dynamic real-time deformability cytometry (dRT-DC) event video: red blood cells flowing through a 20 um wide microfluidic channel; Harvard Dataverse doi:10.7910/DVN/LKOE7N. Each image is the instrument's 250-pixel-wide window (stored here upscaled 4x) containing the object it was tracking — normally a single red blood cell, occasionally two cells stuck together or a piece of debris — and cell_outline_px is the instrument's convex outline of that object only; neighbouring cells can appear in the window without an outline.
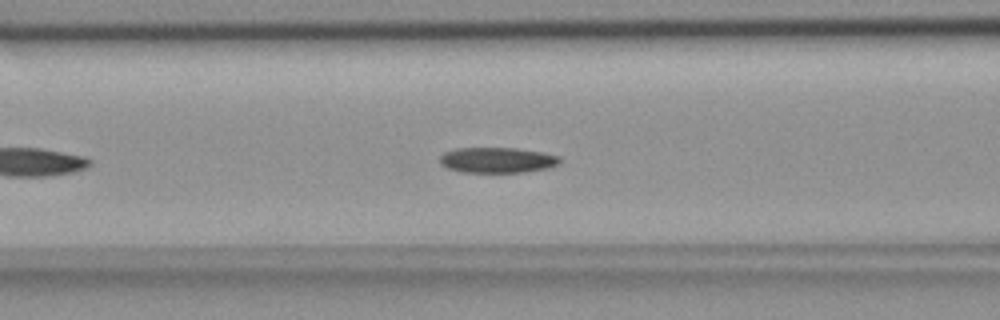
{"species": "common noctule bat (a hibernating species)", "species_latin": "Nyctalus noctula", "temperature_condition": "room temperature", "stored_images_in_passage": 44, "camera_frame_rate_fps": 3000, "um_per_image_px": 0.085, "animal": {"sex": "female", "body_mass_g": 18.4}, "frame": {"image": 1, "passage_image": 11, "time_ms": 3.333, "image_size_px": [1000, 320], "cell_outline_px": [[560, 160], [556, 164], [548, 168], [524, 172], [460, 172], [448, 168], [440, 164], [440, 156], [444, 152], [456, 148], [516, 148], [540, 152], [560, 156]], "centroid_in_image_um": [42.23, 13.61], "position_along_channel_um": 124.4, "area_um2": 17.74}}
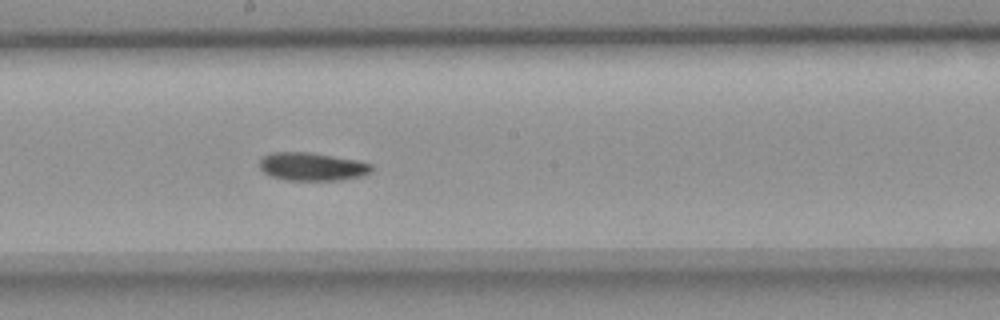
{"frame": {"image": 2, "passage_image": 19, "time_ms": 6.0, "image_size_px": [1000, 320], "cell_outline_px": [[372, 172], [364, 176], [340, 180], [284, 180], [272, 176], [264, 172], [260, 168], [260, 156], [272, 152], [312, 152], [360, 160], [372, 164]], "centroid_in_image_um": [26.56, 14.15], "position_along_channel_um": 221.6, "area_um2": 18.73}}
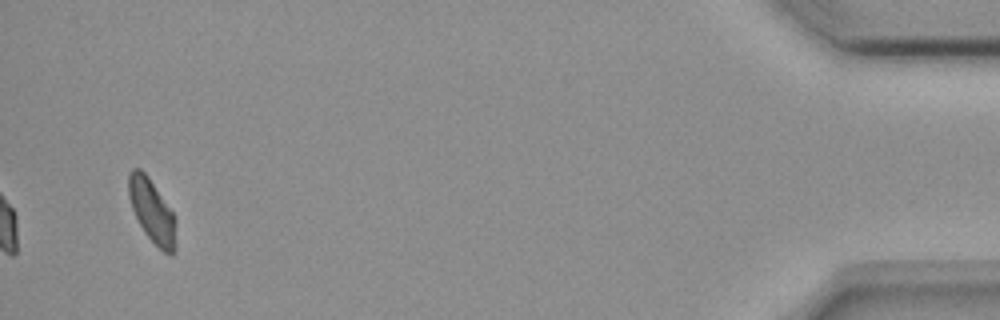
{"frame": {"image": 3, "passage_image": 42, "time_ms": 13.667, "image_size_px": [1000, 320], "cell_outline_px": [[176, 252], [172, 256], [168, 256], [144, 232], [132, 208], [128, 196], [128, 172], [132, 168], [140, 168], [148, 176], [172, 212], [176, 220]], "centroid_in_image_um": [12.93, 17.96], "position_along_channel_um": 422.3, "area_um2": 17.51}}